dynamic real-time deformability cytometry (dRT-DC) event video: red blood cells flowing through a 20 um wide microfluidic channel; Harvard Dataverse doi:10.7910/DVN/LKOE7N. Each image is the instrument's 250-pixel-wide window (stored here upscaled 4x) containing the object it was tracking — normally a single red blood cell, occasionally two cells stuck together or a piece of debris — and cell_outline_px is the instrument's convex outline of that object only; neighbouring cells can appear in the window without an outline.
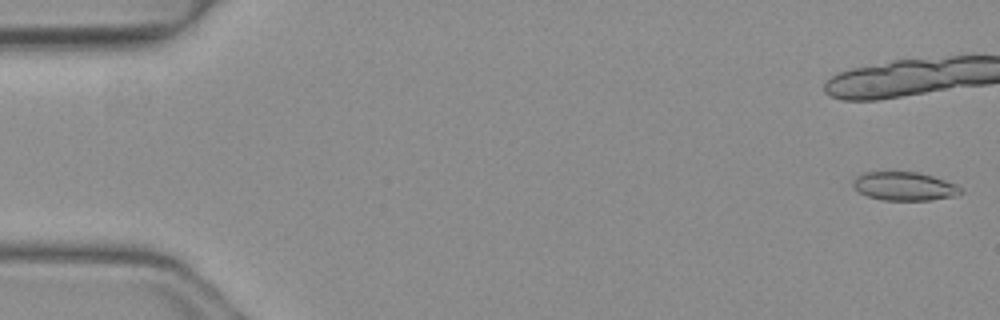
{"species": "common noctule bat (a hibernating species)", "species_latin": "Nyctalus noctula", "temperature_condition": "warm", "stored_images_in_passage": 17, "camera_frame_rate_fps": 3000, "um_per_image_px": 0.085, "animal": {"sex": "female", "body_mass_g": 19.3, "forearm_length_mm": 54.1}, "frame": {"image": 1, "passage_image": 1, "time_ms": 0.0, "image_size_px": [1000, 320], "cell_outline_px": [[964, 192], [952, 196], [932, 200], [880, 200], [868, 196], [860, 192], [852, 184], [852, 180], [860, 172], [916, 172], [932, 176], [956, 184]], "centroid_in_image_um": [76.84, 15.83], "position_along_channel_um": 8.2, "area_um2": 17.86}}